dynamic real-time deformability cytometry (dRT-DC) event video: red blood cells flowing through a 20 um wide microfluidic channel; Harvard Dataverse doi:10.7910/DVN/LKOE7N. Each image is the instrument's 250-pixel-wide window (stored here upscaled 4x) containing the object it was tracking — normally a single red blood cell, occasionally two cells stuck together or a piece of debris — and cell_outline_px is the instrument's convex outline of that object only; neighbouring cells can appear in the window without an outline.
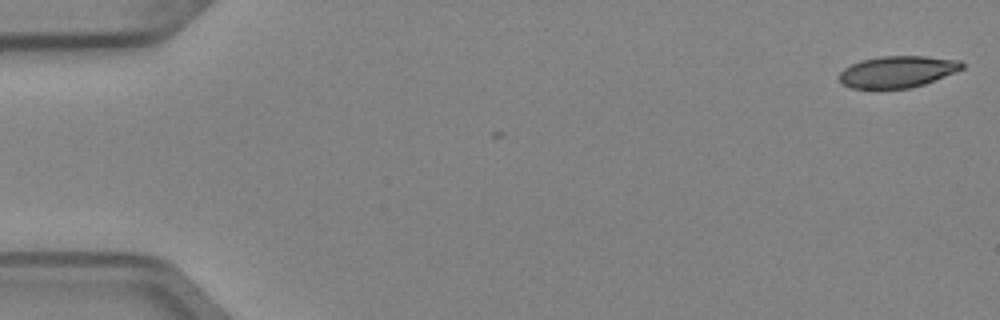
{"species": "Egyptian fruit bat (a non-hibernating species)", "species_latin": "Rousettus aegyptiacus", "temperature_condition": "cold", "stored_images_in_passage": 2, "camera_frame_rate_fps": 3000, "um_per_image_px": 0.085, "animal": {"sex": "female"}, "frame": {"image": 1, "passage_image": 2, "time_ms": 0.333, "image_size_px": [1000, 320], "cell_outline_px": [[964, 68], [956, 72], [924, 84], [908, 88], [852, 88], [840, 84], [840, 72], [844, 68], [860, 60], [880, 56], [924, 56], [960, 60], [964, 64]], "centroid_in_image_um": [76.29, 6.09], "position_along_channel_um": 8.7, "area_um2": 22.6}}